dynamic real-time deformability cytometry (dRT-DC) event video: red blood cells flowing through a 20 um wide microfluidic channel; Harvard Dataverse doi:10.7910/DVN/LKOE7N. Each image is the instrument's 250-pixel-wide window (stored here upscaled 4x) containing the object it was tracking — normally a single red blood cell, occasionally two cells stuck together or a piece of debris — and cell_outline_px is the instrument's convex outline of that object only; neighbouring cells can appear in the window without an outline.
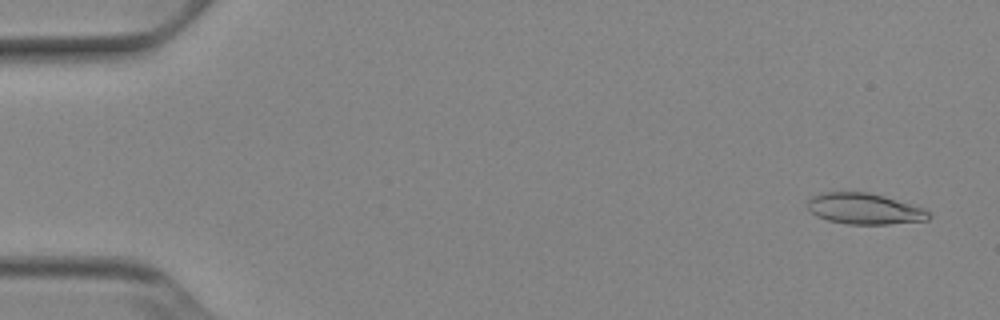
{"species": "Egyptian fruit bat (a non-hibernating species)", "species_latin": "Rousettus aegyptiacus", "temperature_condition": "cold", "stored_images_in_passage": 52, "camera_frame_rate_fps": 3000, "um_per_image_px": 0.085, "animal": {"sex": "female"}, "frame": {"image": 1, "passage_image": 3, "time_ms": 0.667, "image_size_px": [1000, 320], "cell_outline_px": [[932, 216], [928, 220], [888, 224], [848, 224], [828, 220], [816, 216], [808, 208], [808, 200], [812, 196], [820, 192], [868, 192], [884, 196], [924, 208]], "centroid_in_image_um": [73.47, 17.74], "position_along_channel_um": 11.5, "area_um2": 21.85}}
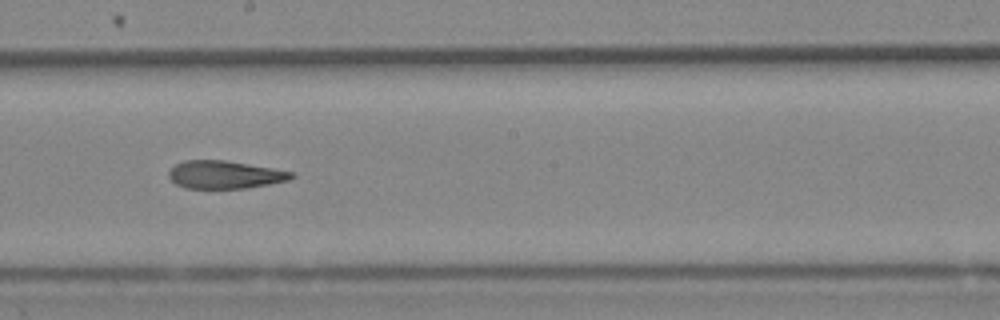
{"frame": {"image": 2, "passage_image": 30, "time_ms": 9.667, "image_size_px": [1000, 320], "cell_outline_px": [[296, 176], [288, 180], [248, 188], [184, 188], [176, 184], [168, 176], [168, 172], [176, 164], [184, 160], [224, 160], [272, 168], [292, 172]], "centroid_in_image_um": [19.09, 14.85], "position_along_channel_um": 229.1, "area_um2": 19.77}}
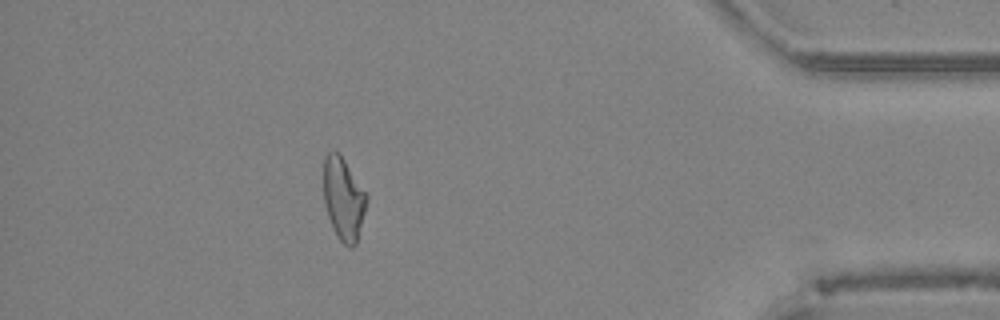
{"frame": {"image": 3, "passage_image": 47, "time_ms": 15.333, "image_size_px": [1000, 320], "cell_outline_px": [[368, 200], [356, 244], [352, 248], [348, 248], [340, 240], [332, 228], [324, 204], [324, 156], [328, 152], [340, 152], [368, 196]], "centroid_in_image_um": [29.2, 16.9], "position_along_channel_um": 406.0, "area_um2": 20.81}, "authors_computed_cell_mechanics": {"area_um2": 21.2415, "velocity_mm_per_s": 3.8993, "shape_relaxation_time_tau1_ms": 6.5459, "shape_relaxation_time_tau2_ms": 3.5088, "deformation_change_tau1": 0.1956, "deformation_change_tau2": 0.1351}}